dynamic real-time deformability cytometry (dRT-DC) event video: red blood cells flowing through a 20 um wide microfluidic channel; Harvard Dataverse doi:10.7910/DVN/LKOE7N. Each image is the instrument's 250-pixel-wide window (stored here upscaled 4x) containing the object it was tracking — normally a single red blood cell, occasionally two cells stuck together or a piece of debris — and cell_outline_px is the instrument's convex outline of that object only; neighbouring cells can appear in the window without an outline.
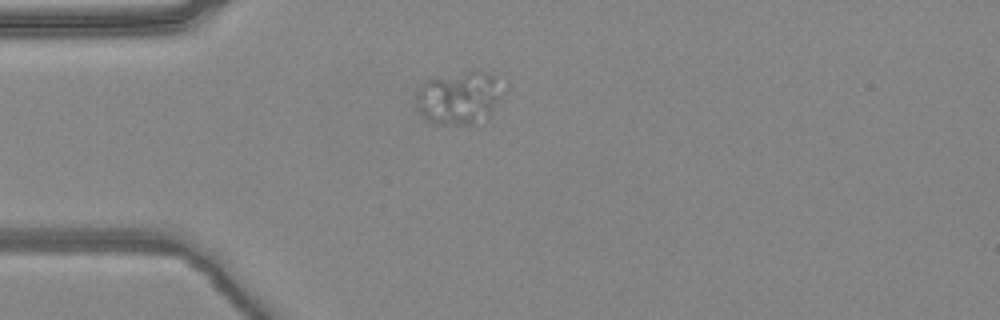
{"species": "common noctule bat (a hibernating species)", "species_latin": "Nyctalus noctula", "temperature_condition": "warm", "stored_images_in_passage": 1, "camera_frame_rate_fps": 3000, "um_per_image_px": 0.085, "animal": {"sex": "female", "body_mass_g": 24.6, "forearm_length_mm": 56.2}, "frame": {"image": 1, "passage_image": 1, "time_ms": 0.0, "image_size_px": [1000, 320], "cell_outline_px": [[504, 92], [488, 116], [472, 124], [432, 124], [416, 108], [416, 92], [424, 80], [428, 76], [472, 68], [488, 72], [496, 76]], "centroid_in_image_um": [38.97, 8.22], "position_along_channel_um": 46.0, "area_um2": 27.8}}